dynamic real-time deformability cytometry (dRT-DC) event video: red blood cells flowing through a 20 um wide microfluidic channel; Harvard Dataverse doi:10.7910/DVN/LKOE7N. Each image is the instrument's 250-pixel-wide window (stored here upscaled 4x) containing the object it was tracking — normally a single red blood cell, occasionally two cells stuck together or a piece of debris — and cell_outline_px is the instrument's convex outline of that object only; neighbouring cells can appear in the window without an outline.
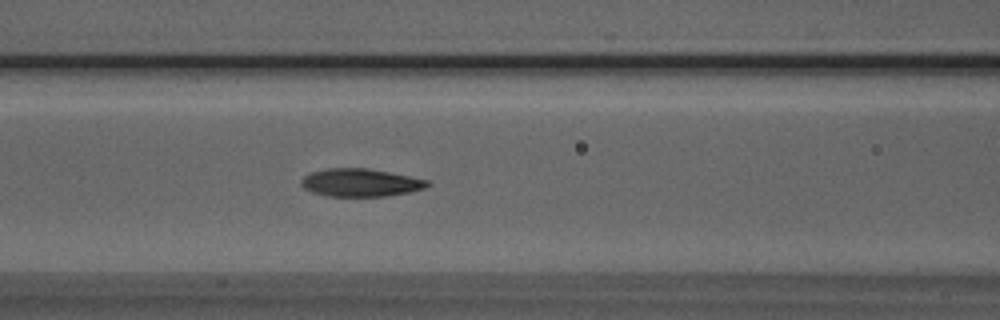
{"species": "Egyptian fruit bat (a non-hibernating species)", "species_latin": "Rousettus aegyptiacus", "temperature_condition": "room temperature", "stored_images_in_passage": 52, "camera_frame_rate_fps": 3000, "um_per_image_px": 0.085, "animal": {"sex": "male"}, "frame": {"image": 1, "passage_image": 21, "time_ms": 6.667, "image_size_px": [1000, 320], "cell_outline_px": [[432, 184], [424, 188], [408, 192], [384, 196], [328, 196], [312, 192], [304, 188], [300, 184], [300, 180], [304, 176], [312, 172], [328, 168], [368, 168], [428, 180]], "centroid_in_image_um": [30.62, 15.52], "position_along_channel_um": 136.0, "area_um2": 20.35}}
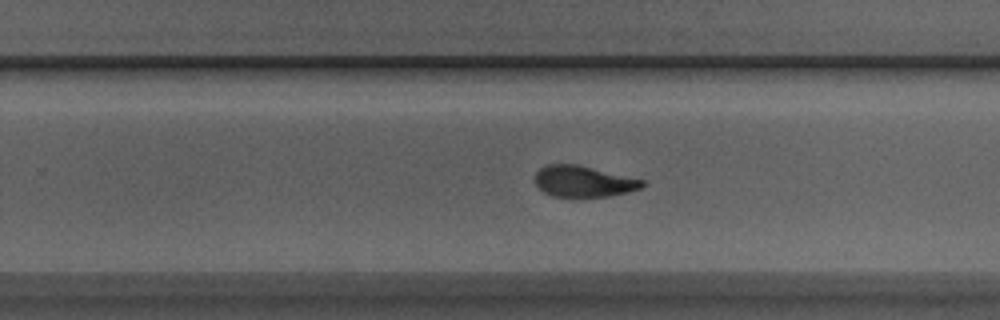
{"frame": {"image": 2, "passage_image": 32, "time_ms": 10.333, "image_size_px": [1000, 320], "cell_outline_px": [[648, 184], [640, 188], [628, 192], [608, 196], [580, 200], [572, 200], [552, 196], [544, 192], [536, 184], [536, 172], [540, 168], [548, 164], [576, 164], [644, 180]], "centroid_in_image_um": [49.59, 15.47], "position_along_channel_um": 280.2, "area_um2": 20.11}}
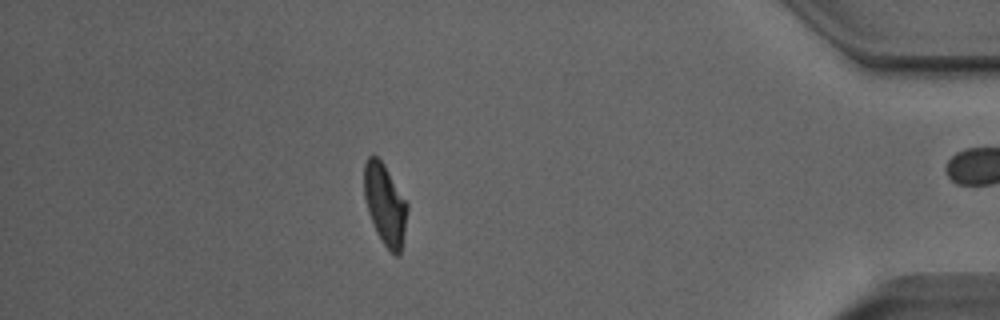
{"frame": {"image": 3, "passage_image": 45, "time_ms": 14.667, "image_size_px": [1000, 320], "cell_outline_px": [[408, 208], [404, 232], [400, 252], [396, 256], [384, 244], [376, 232], [368, 212], [364, 200], [364, 164], [368, 156], [376, 156], [384, 164], [408, 204]], "centroid_in_image_um": [32.71, 17.35], "position_along_channel_um": 402.5, "area_um2": 20.11}, "authors_computed_cell_mechanics": {"area_um2": 20.5768, "velocity_mm_per_s": 3.9439, "shape_relaxation_time_tau1_ms": 3.7009, "shape_relaxation_time_tau2_ms": 1.5261, "deformation_change_tau1": 0.1858, "deformation_change_tau2": 0.0832}}